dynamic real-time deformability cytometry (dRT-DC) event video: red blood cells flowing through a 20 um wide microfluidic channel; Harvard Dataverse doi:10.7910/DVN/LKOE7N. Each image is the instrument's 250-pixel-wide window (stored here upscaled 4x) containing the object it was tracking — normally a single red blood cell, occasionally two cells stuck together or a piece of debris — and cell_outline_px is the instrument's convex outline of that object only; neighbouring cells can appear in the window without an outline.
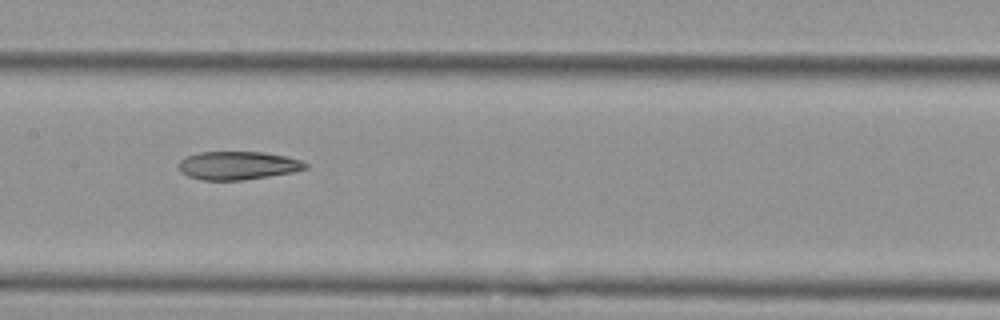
{"species": "Egyptian fruit bat (a non-hibernating species)", "species_latin": "Rousettus aegyptiacus", "temperature_condition": "cold", "stored_images_in_passage": 10, "camera_frame_rate_fps": 3000, "um_per_image_px": 0.085, "animal": {"sex": "female"}, "frame": {"image": 1, "passage_image": 4, "time_ms": 3.333, "image_size_px": [1000, 320], "cell_outline_px": [[308, 168], [292, 172], [268, 176], [240, 180], [204, 180], [188, 176], [180, 172], [180, 160], [188, 156], [200, 152], [264, 152], [284, 156], [300, 160], [308, 164]], "centroid_in_image_um": [20.22, 14.06], "position_along_channel_um": 187.2, "area_um2": 20.63}}
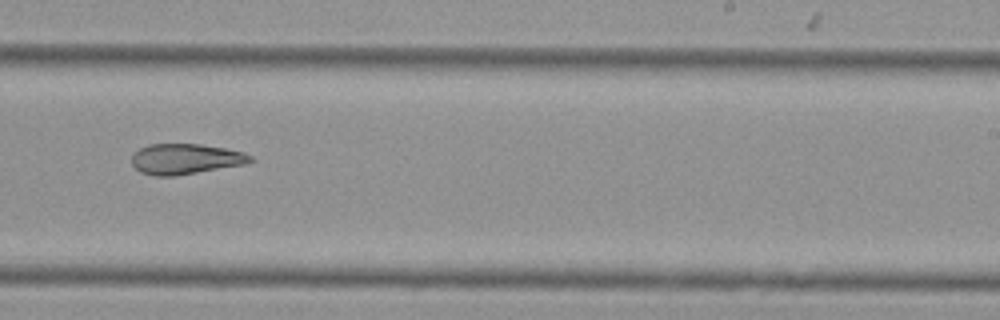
{"frame": {"image": 2, "passage_image": 6, "time_ms": 5.667, "image_size_px": [1000, 320], "cell_outline_px": [[252, 160], [244, 164], [176, 176], [156, 176], [140, 172], [132, 164], [132, 152], [148, 144], [200, 144], [224, 148], [244, 152], [252, 156]], "centroid_in_image_um": [15.72, 13.51], "position_along_channel_um": 273.3, "area_um2": 21.04}}
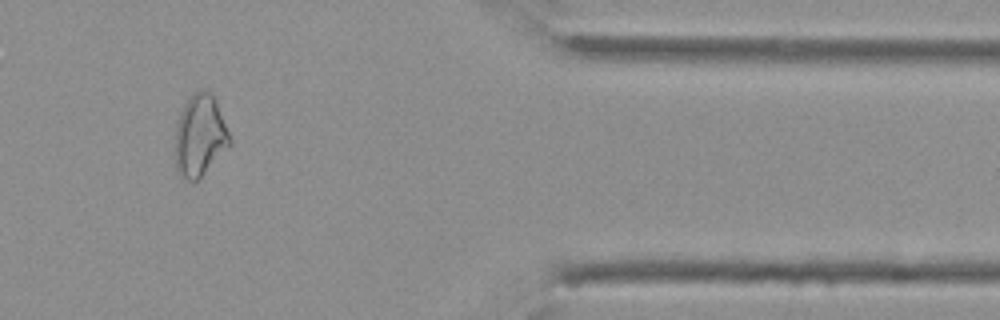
{"frame": {"image": 3, "passage_image": 9, "time_ms": 9.667, "image_size_px": [1000, 320], "cell_outline_px": [[232, 144], [196, 180], [184, 180], [180, 176], [176, 168], [176, 128], [180, 112], [184, 104], [192, 92], [200, 88], [204, 88], [212, 92], [216, 100], [232, 140]], "centroid_in_image_um": [17.0, 11.47], "position_along_channel_um": 394.4, "area_um2": 26.01}}